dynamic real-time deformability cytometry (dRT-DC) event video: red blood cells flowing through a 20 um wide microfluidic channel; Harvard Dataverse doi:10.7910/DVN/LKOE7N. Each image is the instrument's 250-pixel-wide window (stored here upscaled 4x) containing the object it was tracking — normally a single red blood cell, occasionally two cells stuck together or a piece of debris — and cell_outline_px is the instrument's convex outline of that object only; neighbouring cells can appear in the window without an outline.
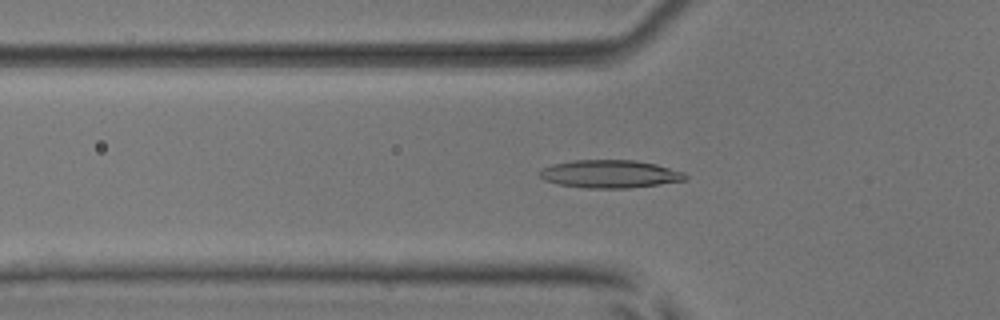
{"species": "common noctule bat (a hibernating species)", "species_latin": "Nyctalus noctula", "temperature_condition": "room temperature", "stored_images_in_passage": 41, "camera_frame_rate_fps": 3000, "um_per_image_px": 0.085, "animal": {"sex": "male", "body_mass_g": 17.9, "forearm_length_mm": 54.2}, "frame": {"image": 1, "passage_image": 6, "time_ms": 1.667, "image_size_px": [1000, 320], "cell_outline_px": [[688, 176], [684, 180], [628, 188], [584, 188], [560, 184], [544, 180], [536, 172], [552, 164], [572, 160], [636, 160], [656, 164], [684, 172]], "centroid_in_image_um": [51.81, 14.78], "position_along_channel_um": 74.0, "area_um2": 23.58}}
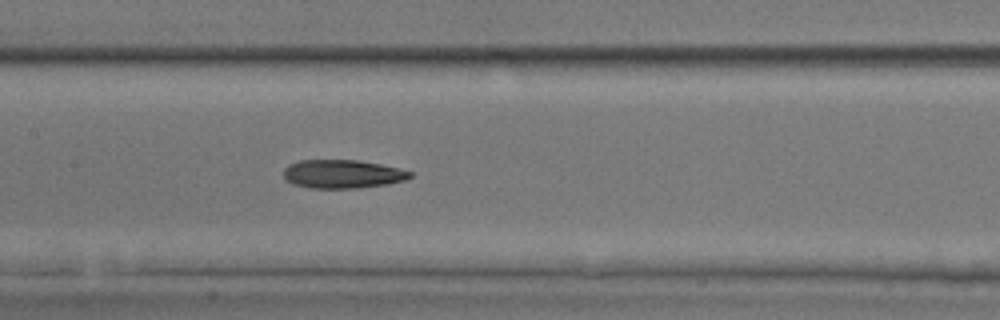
{"frame": {"image": 2, "passage_image": 14, "time_ms": 4.333, "image_size_px": [1000, 320], "cell_outline_px": [[412, 176], [404, 180], [388, 184], [356, 188], [308, 188], [292, 184], [284, 176], [284, 168], [288, 164], [300, 160], [356, 160], [380, 164], [400, 168], [412, 172]], "centroid_in_image_um": [29.1, 14.79], "position_along_channel_um": 178.3, "area_um2": 21.04}}
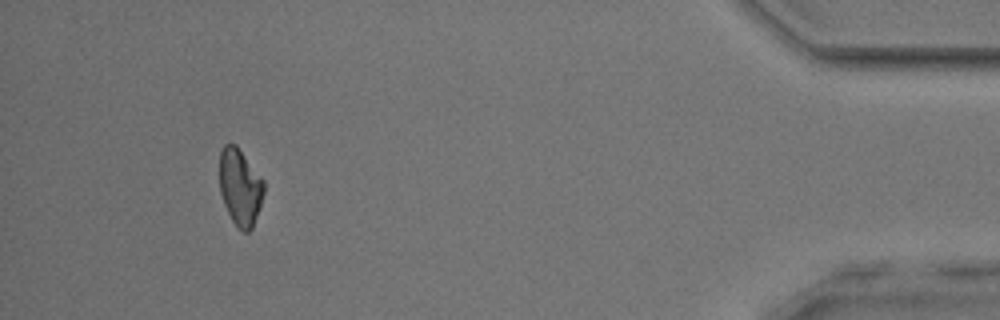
{"frame": {"image": 3, "passage_image": 37, "time_ms": 12.0, "image_size_px": [1000, 320], "cell_outline_px": [[264, 192], [252, 228], [248, 232], [244, 232], [232, 220], [224, 204], [220, 192], [220, 152], [224, 144], [236, 144], [264, 180]], "centroid_in_image_um": [20.4, 15.87], "position_along_channel_um": 414.8, "area_um2": 19.59}}